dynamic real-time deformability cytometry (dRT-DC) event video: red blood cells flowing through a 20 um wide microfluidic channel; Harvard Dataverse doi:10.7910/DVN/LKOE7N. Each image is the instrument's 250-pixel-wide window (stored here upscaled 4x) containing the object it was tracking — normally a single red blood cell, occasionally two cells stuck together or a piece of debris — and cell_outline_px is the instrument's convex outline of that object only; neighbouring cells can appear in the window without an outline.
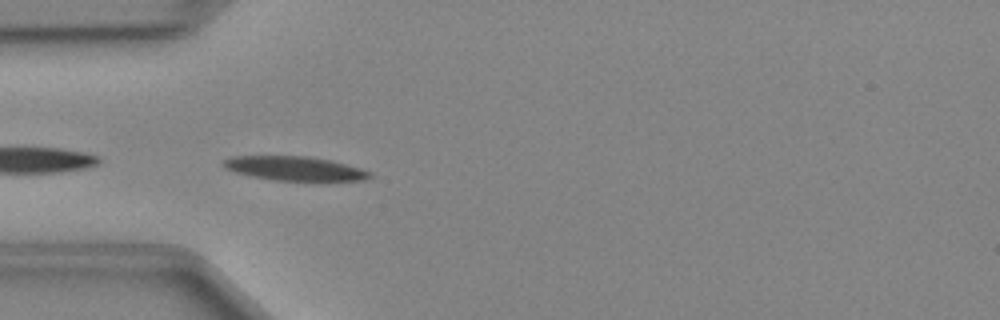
{"species": "Egyptian fruit bat (a non-hibernating species)", "species_latin": "Rousettus aegyptiacus", "temperature_condition": "cold", "stored_images_in_passage": 28, "camera_frame_rate_fps": 3000, "um_per_image_px": 0.085, "animal": {"sex": "female"}, "frame": {"image": 1, "passage_image": 1, "time_ms": 0.0, "image_size_px": [1000, 320], "cell_outline_px": [[372, 176], [364, 180], [276, 180], [252, 176], [236, 172], [224, 168], [220, 164], [224, 160], [232, 156], [308, 156], [328, 160], [360, 168], [372, 172]], "centroid_in_image_um": [25.0, 14.31], "position_along_channel_um": 60.0, "area_um2": 20.29}}
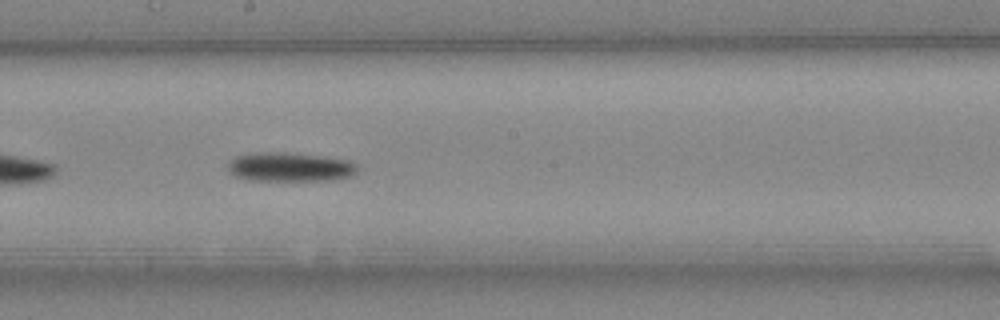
{"frame": {"image": 2, "passage_image": 13, "time_ms": 4.0, "image_size_px": [1000, 320], "cell_outline_px": [[356, 172], [352, 176], [332, 180], [252, 180], [236, 176], [228, 172], [228, 160], [236, 156], [252, 152], [284, 152], [320, 156], [348, 160], [356, 164]], "centroid_in_image_um": [24.6, 14.19], "position_along_channel_um": 223.6, "area_um2": 21.96}}
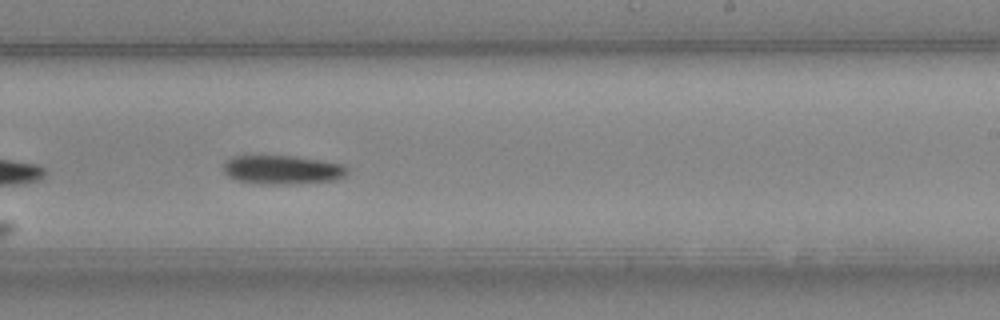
{"frame": {"image": 3, "passage_image": 16, "time_ms": 5.0, "image_size_px": [1000, 320], "cell_outline_px": [[348, 172], [344, 176], [336, 180], [284, 184], [268, 184], [236, 180], [228, 176], [224, 172], [224, 160], [232, 156], [292, 156], [320, 160], [344, 164], [348, 168]], "centroid_in_image_um": [24.0, 14.42], "position_along_channel_um": 265.0, "area_um2": 20.75}}